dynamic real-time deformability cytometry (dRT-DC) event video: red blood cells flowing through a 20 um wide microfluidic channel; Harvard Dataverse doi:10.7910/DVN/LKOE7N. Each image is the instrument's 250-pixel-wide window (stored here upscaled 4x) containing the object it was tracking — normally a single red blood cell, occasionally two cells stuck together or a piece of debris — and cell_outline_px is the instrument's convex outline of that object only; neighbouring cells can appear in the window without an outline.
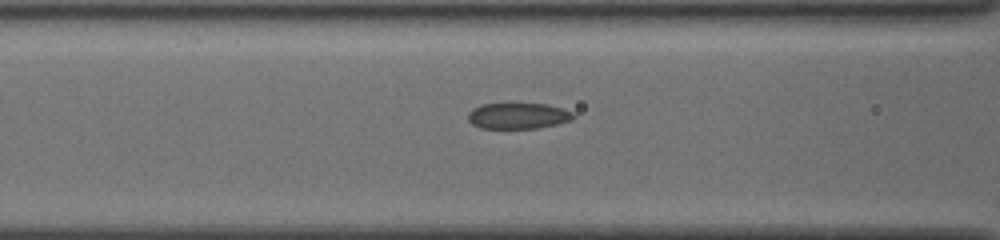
{"species": "common noctule bat (a hibernating species)", "species_latin": "Nyctalus noctula", "temperature_condition": "cold", "stored_images_in_passage": 15, "camera_frame_rate_fps": 3000, "um_per_image_px": 0.085, "animal": {"sex": "female", "body_mass_g": 19.5, "forearm_length_mm": 54.1}, "frame": {"image": 1, "passage_image": 13, "time_ms": 4.0, "image_size_px": [1000, 240], "cell_outline_px": [[576, 116], [572, 120], [556, 124], [536, 128], [480, 128], [472, 124], [468, 120], [468, 112], [472, 108], [480, 104], [508, 100], [512, 100], [548, 104], [564, 108], [576, 112]], "centroid_in_image_um": [44.04, 9.77], "position_along_channel_um": 122.6, "area_um2": 17.17}}